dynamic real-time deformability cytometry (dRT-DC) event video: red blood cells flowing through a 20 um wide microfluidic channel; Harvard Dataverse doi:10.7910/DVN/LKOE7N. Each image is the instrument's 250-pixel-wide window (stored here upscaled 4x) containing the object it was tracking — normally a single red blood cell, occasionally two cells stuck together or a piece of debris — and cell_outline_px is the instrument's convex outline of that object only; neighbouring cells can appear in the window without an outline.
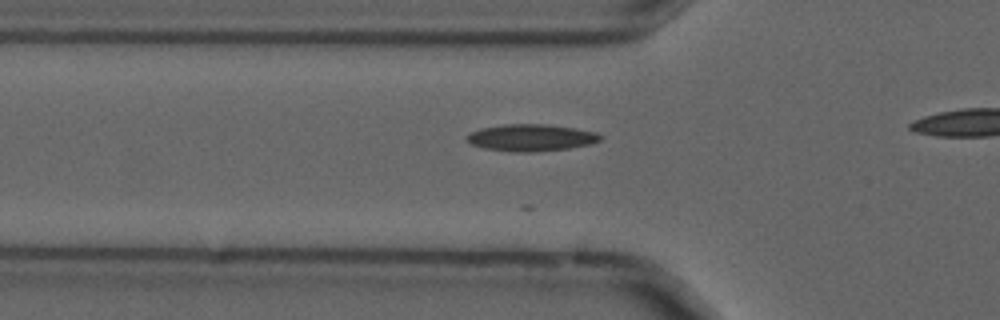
{"species": "common noctule bat (a hibernating species)", "species_latin": "Nyctalus noctula", "temperature_condition": "cold", "stored_images_in_passage": 14, "camera_frame_rate_fps": 3000, "um_per_image_px": 0.085, "animal": {"sex": "male", "forearm_length_mm": 52.5}, "frame": {"image": 1, "passage_image": 6, "time_ms": 1.667, "image_size_px": [1000, 320], "cell_outline_px": [[604, 136], [600, 140], [592, 144], [568, 148], [532, 152], [512, 152], [484, 148], [472, 144], [468, 140], [468, 136], [472, 132], [480, 128], [504, 124], [548, 124], [576, 128], [596, 132]], "centroid_in_image_um": [45.2, 11.69], "position_along_channel_um": 80.6, "area_um2": 20.92}}
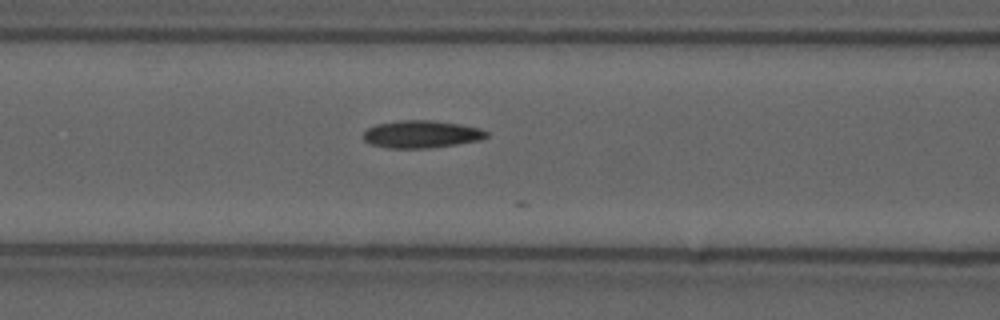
{"frame": {"image": 2, "passage_image": 10, "time_ms": 3.0, "image_size_px": [1000, 320], "cell_outline_px": [[488, 136], [480, 140], [456, 144], [428, 148], [388, 148], [368, 144], [364, 140], [364, 132], [368, 128], [376, 124], [400, 120], [432, 120], [460, 124], [480, 128], [488, 132]], "centroid_in_image_um": [35.81, 11.4], "position_along_channel_um": 130.8, "area_um2": 19.77}}